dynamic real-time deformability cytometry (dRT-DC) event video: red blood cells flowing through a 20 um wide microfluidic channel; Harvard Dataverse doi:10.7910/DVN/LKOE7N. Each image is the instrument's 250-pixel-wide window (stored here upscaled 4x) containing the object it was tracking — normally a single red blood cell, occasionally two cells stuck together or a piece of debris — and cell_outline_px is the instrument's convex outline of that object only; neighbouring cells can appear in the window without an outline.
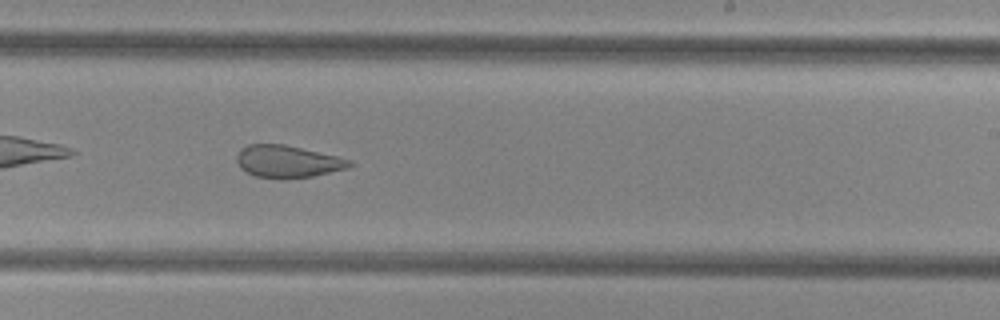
{"species": "common noctule bat (a hibernating species)", "species_latin": "Nyctalus noctula", "temperature_condition": "cold", "stored_images_in_passage": 36, "camera_frame_rate_fps": 3000, "um_per_image_px": 0.085, "animal": {"sex": "female", "body_mass_g": 29.2, "forearm_length_mm": 56.3}, "frame": {"image": 1, "passage_image": 16, "time_ms": 5.0, "image_size_px": [1000, 320], "cell_outline_px": [[356, 164], [348, 168], [312, 176], [288, 180], [284, 180], [256, 176], [240, 168], [236, 160], [236, 156], [240, 148], [248, 144], [284, 144], [336, 156], [352, 160]], "centroid_in_image_um": [24.45, 13.74], "position_along_channel_um": 264.6, "area_um2": 21.44}}